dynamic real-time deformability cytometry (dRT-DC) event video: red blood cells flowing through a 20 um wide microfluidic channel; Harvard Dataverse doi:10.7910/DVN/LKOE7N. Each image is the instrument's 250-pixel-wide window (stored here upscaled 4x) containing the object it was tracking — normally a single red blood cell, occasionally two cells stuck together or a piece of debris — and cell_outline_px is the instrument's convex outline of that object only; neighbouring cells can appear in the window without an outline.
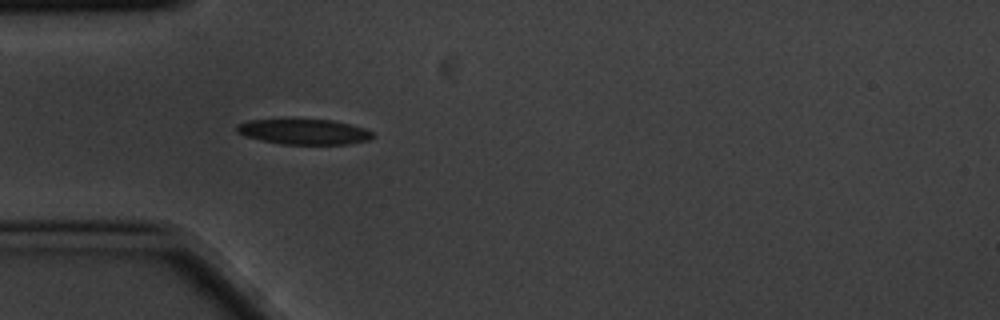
{"species": "common noctule bat (a hibernating species)", "species_latin": "Nyctalus noctula", "temperature_condition": "cold", "stored_images_in_passage": 4, "camera_frame_rate_fps": 3000, "um_per_image_px": 0.085, "animal": {"sex": "male", "body_mass_g": 20.1, "forearm_length_mm": 53.5}, "frame": {"image": 1, "passage_image": 4, "time_ms": 1.0, "image_size_px": [1000, 320], "cell_outline_px": [[376, 136], [368, 140], [348, 144], [284, 144], [244, 136], [236, 132], [236, 124], [248, 120], [288, 116], [332, 120], [364, 128], [372, 132]], "centroid_in_image_um": [25.77, 11.14], "position_along_channel_um": 59.2, "area_um2": 21.04}}